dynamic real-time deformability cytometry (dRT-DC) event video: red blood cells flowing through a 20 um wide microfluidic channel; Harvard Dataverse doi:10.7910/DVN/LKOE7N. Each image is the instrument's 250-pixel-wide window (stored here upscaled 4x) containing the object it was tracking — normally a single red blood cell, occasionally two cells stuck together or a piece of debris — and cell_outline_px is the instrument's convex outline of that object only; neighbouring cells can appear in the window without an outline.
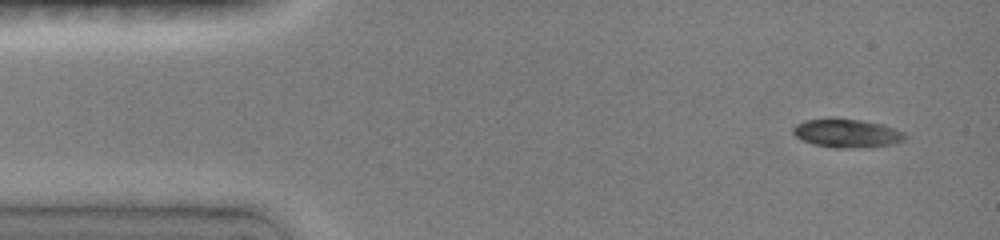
{"species": "common noctule bat (a hibernating species)", "species_latin": "Nyctalus noctula", "temperature_condition": "room temperature", "stored_images_in_passage": 4, "camera_frame_rate_fps": 3000, "um_per_image_px": 0.085, "animal": {"sex": "female", "body_mass_g": 19.0, "forearm_length_mm": 51.5}, "frame": {"image": 1, "passage_image": 1, "time_ms": 0.0, "image_size_px": [1000, 240], "cell_outline_px": [[908, 136], [904, 140], [892, 144], [856, 148], [832, 148], [812, 144], [800, 140], [792, 132], [792, 128], [796, 124], [804, 120], [828, 116], [836, 116], [884, 124], [904, 132]], "centroid_in_image_um": [71.93, 11.29], "position_along_channel_um": 13.1, "area_um2": 19.36}}
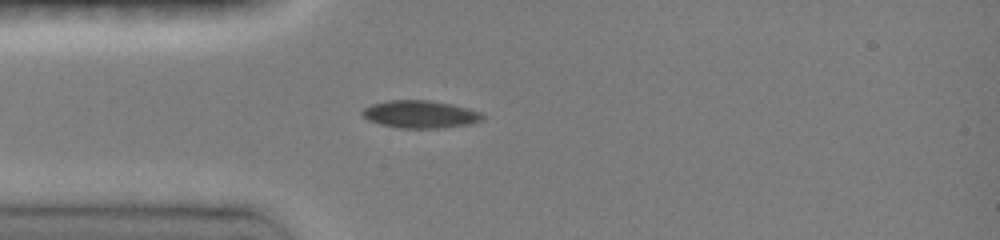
{"frame": {"image": 2, "passage_image": 4, "time_ms": 3.0, "image_size_px": [1000, 240], "cell_outline_px": [[484, 120], [472, 124], [436, 128], [400, 128], [380, 124], [368, 120], [360, 112], [364, 108], [372, 104], [388, 100], [428, 100], [452, 104], [468, 108], [480, 112], [484, 116]], "centroid_in_image_um": [35.73, 9.71], "position_along_channel_um": 49.3, "area_um2": 19.36}}